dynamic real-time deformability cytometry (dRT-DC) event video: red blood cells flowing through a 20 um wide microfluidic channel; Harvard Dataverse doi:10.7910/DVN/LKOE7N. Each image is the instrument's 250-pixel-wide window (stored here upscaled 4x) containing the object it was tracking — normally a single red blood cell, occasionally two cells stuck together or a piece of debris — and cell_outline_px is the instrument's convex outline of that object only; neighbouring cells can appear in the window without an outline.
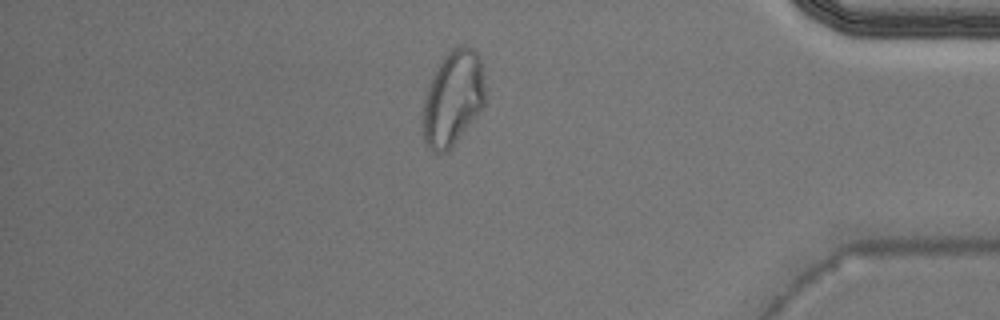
{"species": "Egyptian fruit bat (a non-hibernating species)", "species_latin": "Rousettus aegyptiacus", "temperature_condition": "warm", "stored_images_in_passage": 31, "camera_frame_rate_fps": 3000, "um_per_image_px": 0.085, "animal": {"sex": "male"}, "frame": {"image": 1, "passage_image": 27, "time_ms": 8.667, "image_size_px": [1000, 320], "cell_outline_px": [[484, 104], [452, 148], [448, 152], [436, 152], [424, 140], [420, 132], [424, 100], [428, 88], [436, 68], [444, 56], [452, 48], [460, 44], [464, 44], [476, 48], [480, 56], [484, 76]], "centroid_in_image_um": [38.49, 8.32], "position_along_channel_um": 396.7, "area_um2": 34.74}}